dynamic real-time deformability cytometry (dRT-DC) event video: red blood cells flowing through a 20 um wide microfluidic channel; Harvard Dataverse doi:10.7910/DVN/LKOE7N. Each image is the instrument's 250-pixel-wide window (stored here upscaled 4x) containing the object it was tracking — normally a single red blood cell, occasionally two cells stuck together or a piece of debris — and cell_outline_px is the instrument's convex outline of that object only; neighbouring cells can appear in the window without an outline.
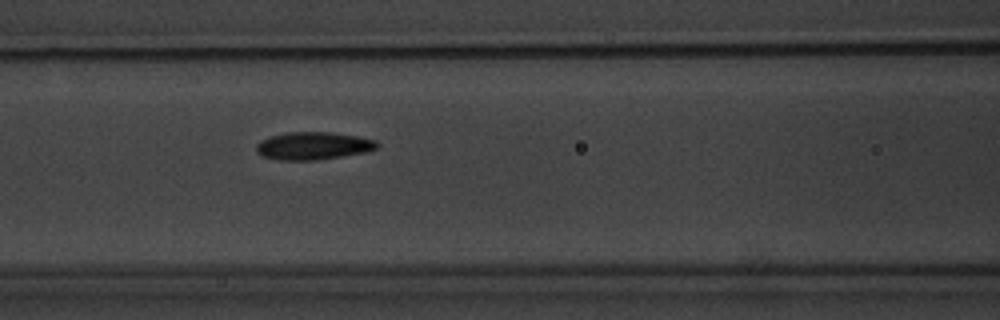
{"species": "common noctule bat (a hibernating species)", "species_latin": "Nyctalus noctula", "temperature_condition": "warm", "stored_images_in_passage": 8, "camera_frame_rate_fps": 3000, "um_per_image_px": 0.085, "animal": {"sex": "male", "body_mass_g": 20.1, "forearm_length_mm": 53.5}, "frame": {"image": 1, "passage_image": 8, "time_ms": 8.0, "image_size_px": [1000, 320], "cell_outline_px": [[380, 144], [376, 148], [364, 152], [316, 160], [280, 160], [260, 156], [256, 152], [256, 144], [260, 140], [268, 136], [288, 132], [328, 132], [356, 136], [376, 140]], "centroid_in_image_um": [26.55, 12.39], "position_along_channel_um": 140.0, "area_um2": 19.48}}